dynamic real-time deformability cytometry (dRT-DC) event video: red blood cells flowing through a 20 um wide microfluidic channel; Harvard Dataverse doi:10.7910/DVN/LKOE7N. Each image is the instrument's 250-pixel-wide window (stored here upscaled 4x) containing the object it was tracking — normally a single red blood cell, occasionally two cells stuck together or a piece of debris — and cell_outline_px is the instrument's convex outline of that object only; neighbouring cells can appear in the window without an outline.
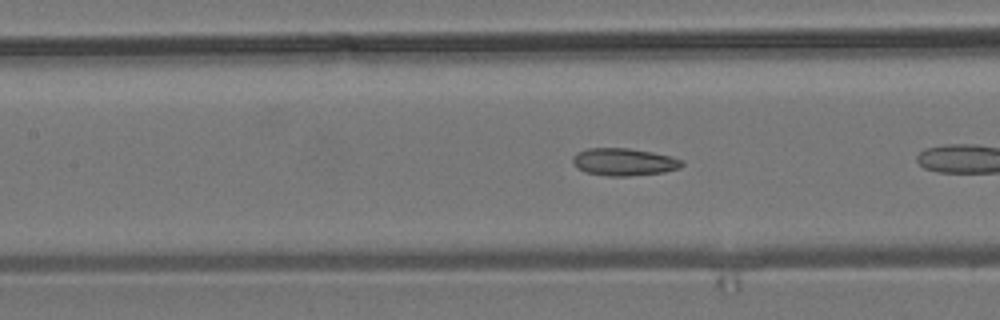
{"species": "common noctule bat (a hibernating species)", "species_latin": "Nyctalus noctula", "temperature_condition": "room temperature", "stored_images_in_passage": 9, "camera_frame_rate_fps": 3000, "um_per_image_px": 0.085, "animal": {"sex": "male", "body_mass_g": 19.2, "forearm_length_mm": 51.8}, "frame": {"image": 1, "passage_image": 8, "time_ms": 2.333, "image_size_px": [1000, 320], "cell_outline_px": [[684, 164], [680, 168], [664, 172], [628, 176], [608, 176], [584, 172], [572, 160], [572, 156], [576, 152], [588, 148], [628, 148], [652, 152], [672, 156], [684, 160]], "centroid_in_image_um": [53.07, 13.76], "position_along_channel_um": 154.3, "area_um2": 17.51}}